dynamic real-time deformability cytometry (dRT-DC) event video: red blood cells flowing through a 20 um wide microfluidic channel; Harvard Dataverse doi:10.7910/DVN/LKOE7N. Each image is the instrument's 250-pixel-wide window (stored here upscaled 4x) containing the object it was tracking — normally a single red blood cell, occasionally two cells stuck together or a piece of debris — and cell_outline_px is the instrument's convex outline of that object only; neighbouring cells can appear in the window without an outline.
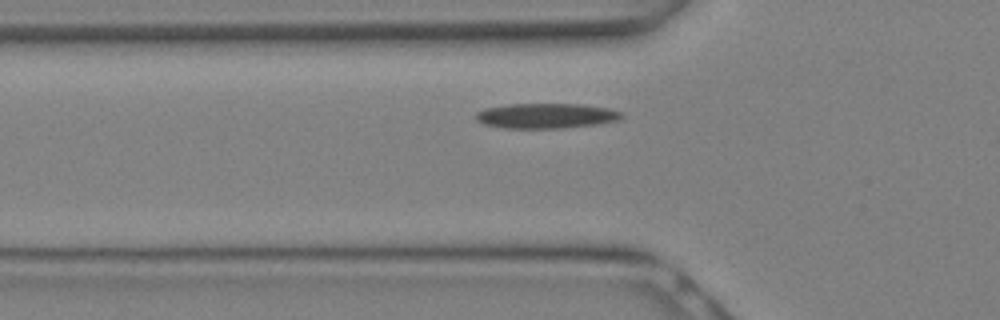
{"species": "Egyptian fruit bat (a non-hibernating species)", "species_latin": "Rousettus aegyptiacus", "temperature_condition": "warm", "stored_images_in_passage": 11, "camera_frame_rate_fps": 3000, "um_per_image_px": 0.085, "animal": {"sex": "female"}, "frame": {"image": 1, "passage_image": 5, "time_ms": 1.333, "image_size_px": [1000, 320], "cell_outline_px": [[624, 116], [620, 120], [600, 124], [560, 128], [504, 128], [484, 124], [476, 120], [476, 112], [484, 108], [508, 104], [580, 104], [608, 108], [620, 112]], "centroid_in_image_um": [46.42, 9.84], "position_along_channel_um": 79.4, "area_um2": 21.39}}
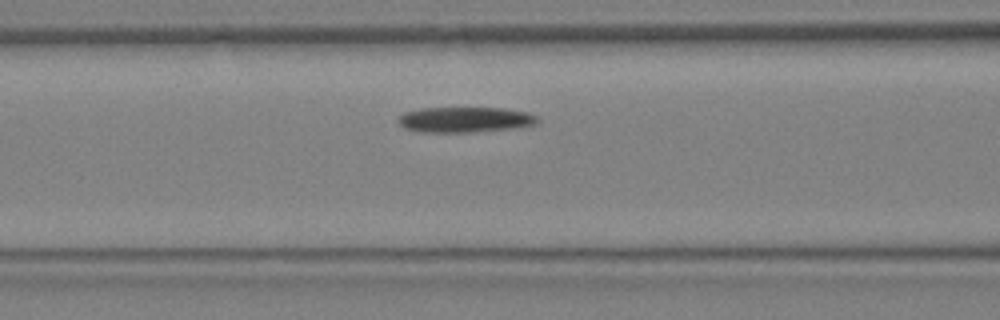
{"frame": {"image": 2, "passage_image": 7, "time_ms": 2.0, "image_size_px": [1000, 320], "cell_outline_px": [[540, 120], [536, 124], [520, 128], [472, 132], [420, 132], [404, 128], [396, 120], [404, 112], [424, 108], [504, 108], [528, 112], [536, 116]], "centroid_in_image_um": [39.56, 10.17], "position_along_channel_um": 127.0, "area_um2": 20.87}}
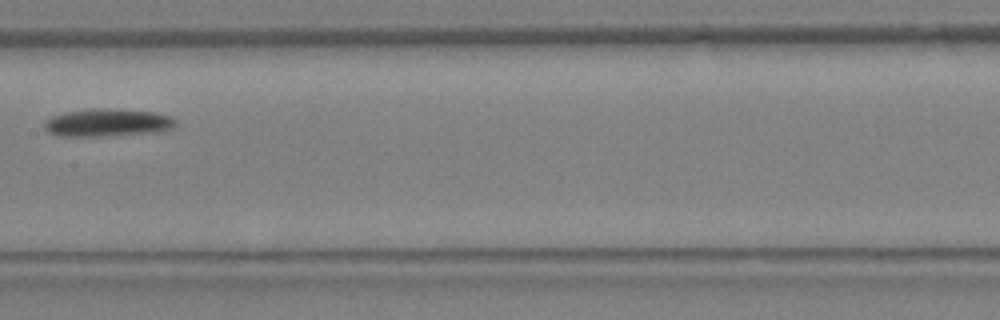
{"frame": {"image": 3, "passage_image": 10, "time_ms": 3.0, "image_size_px": [1000, 320], "cell_outline_px": [[176, 124], [172, 128], [156, 132], [108, 136], [56, 136], [48, 132], [44, 128], [44, 120], [52, 116], [64, 112], [88, 108], [108, 108], [156, 112], [172, 116], [176, 120]], "centroid_in_image_um": [9.11, 10.42], "position_along_channel_um": 198.3, "area_um2": 21.62}}